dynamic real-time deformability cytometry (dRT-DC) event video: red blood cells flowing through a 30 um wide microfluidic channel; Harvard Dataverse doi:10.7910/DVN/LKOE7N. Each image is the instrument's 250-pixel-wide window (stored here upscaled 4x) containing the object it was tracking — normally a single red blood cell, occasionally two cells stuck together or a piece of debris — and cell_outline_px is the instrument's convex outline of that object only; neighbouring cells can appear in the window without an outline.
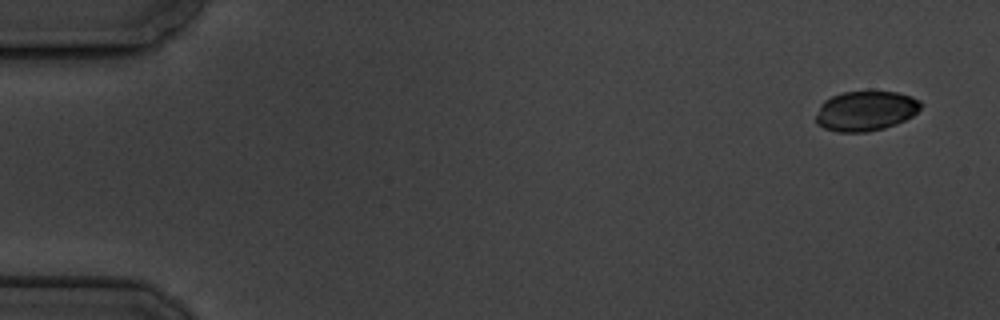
{"species": "common noctule bat (a hibernating species)", "species_latin": "Nyctalus noctula", "temperature_condition": "cold", "stored_images_in_passage": 5, "camera_frame_rate_fps": 3000, "um_per_image_px": 0.085, "animal": {"sex": "male", "body_mass_g": 19.5, "forearm_length_mm": 54.6}, "frame": {"image": 1, "passage_image": 1, "time_ms": 0.0, "image_size_px": [1000, 320], "cell_outline_px": [[920, 108], [912, 116], [896, 124], [884, 128], [868, 132], [836, 132], [824, 128], [816, 124], [816, 116], [820, 104], [824, 100], [840, 92], [868, 88], [896, 92], [912, 96], [920, 100]], "centroid_in_image_um": [73.56, 9.38], "position_along_channel_um": 11.4, "area_um2": 25.2}}
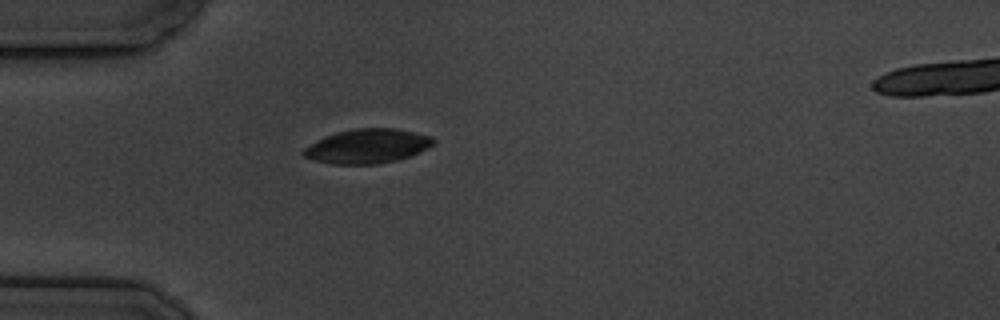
{"frame": {"image": 2, "passage_image": 5, "time_ms": 4.667, "image_size_px": [1000, 320], "cell_outline_px": [[436, 140], [428, 148], [408, 156], [396, 160], [376, 164], [332, 164], [316, 160], [304, 156], [300, 152], [304, 148], [316, 140], [324, 136], [336, 132], [356, 128], [396, 128], [432, 136]], "centroid_in_image_um": [31.21, 12.41], "position_along_channel_um": 53.8, "area_um2": 25.89}}